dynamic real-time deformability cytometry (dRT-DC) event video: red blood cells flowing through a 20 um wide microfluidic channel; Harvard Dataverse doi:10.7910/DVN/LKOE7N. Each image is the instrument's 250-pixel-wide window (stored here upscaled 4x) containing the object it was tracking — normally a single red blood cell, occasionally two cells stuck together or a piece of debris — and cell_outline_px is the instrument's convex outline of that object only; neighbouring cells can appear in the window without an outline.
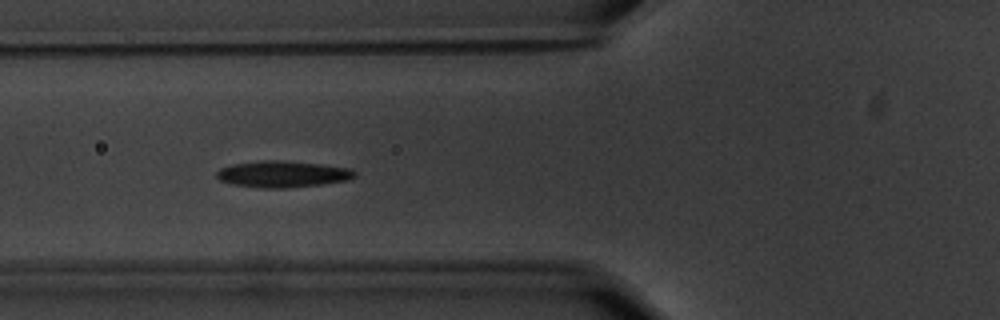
{"species": "common noctule bat (a hibernating species)", "species_latin": "Nyctalus noctula", "temperature_condition": "warm", "stored_images_in_passage": 40, "camera_frame_rate_fps": 3000, "um_per_image_px": 0.085, "animal": {"sex": "male", "body_mass_g": 20.1, "forearm_length_mm": 53.5}, "frame": {"image": 1, "passage_image": 3, "time_ms": 0.667, "image_size_px": [1000, 320], "cell_outline_px": [[356, 176], [348, 180], [320, 184], [288, 188], [264, 188], [232, 184], [220, 180], [216, 176], [216, 172], [220, 168], [232, 164], [260, 160], [280, 160], [320, 164], [352, 168], [356, 172]], "centroid_in_image_um": [24.02, 14.79], "position_along_channel_um": 101.8, "area_um2": 21.33}}
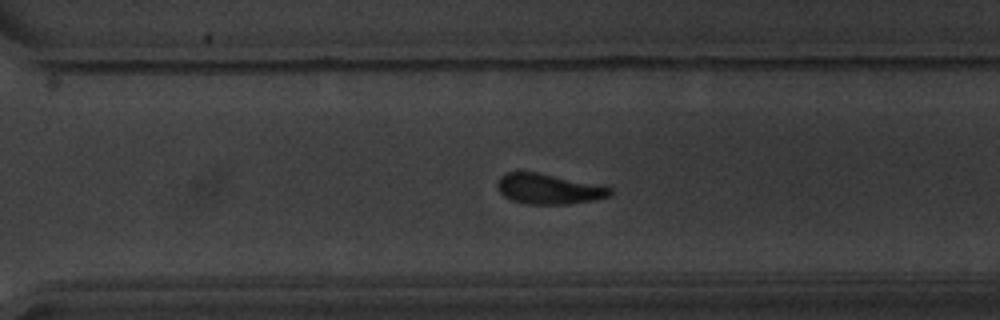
{"frame": {"image": 2, "passage_image": 22, "time_ms": 7.0, "image_size_px": [1000, 320], "cell_outline_px": [[612, 192], [608, 196], [592, 200], [568, 204], [528, 204], [512, 200], [504, 196], [500, 192], [496, 184], [500, 176], [504, 172], [536, 172], [612, 188]], "centroid_in_image_um": [46.56, 16.06], "position_along_channel_um": 324.0, "area_um2": 19.48}}
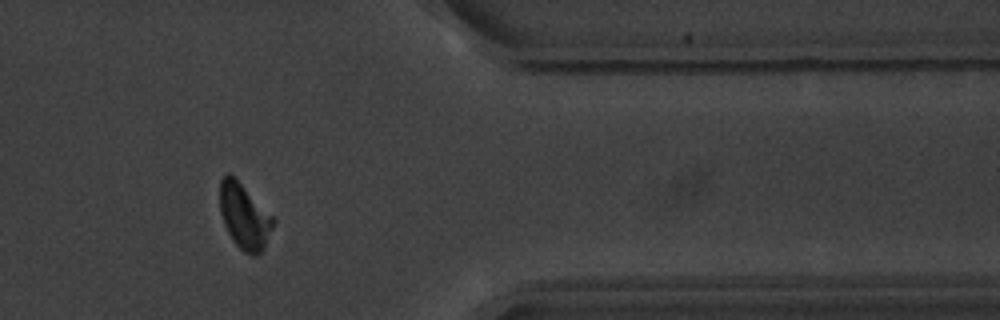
{"frame": {"image": 3, "passage_image": 29, "time_ms": 9.333, "image_size_px": [1000, 320], "cell_outline_px": [[276, 220], [264, 248], [256, 256], [252, 256], [244, 252], [232, 240], [224, 224], [220, 212], [220, 180], [228, 172], [276, 216]], "centroid_in_image_um": [20.81, 18.4], "position_along_channel_um": 390.6, "area_um2": 20.52}}